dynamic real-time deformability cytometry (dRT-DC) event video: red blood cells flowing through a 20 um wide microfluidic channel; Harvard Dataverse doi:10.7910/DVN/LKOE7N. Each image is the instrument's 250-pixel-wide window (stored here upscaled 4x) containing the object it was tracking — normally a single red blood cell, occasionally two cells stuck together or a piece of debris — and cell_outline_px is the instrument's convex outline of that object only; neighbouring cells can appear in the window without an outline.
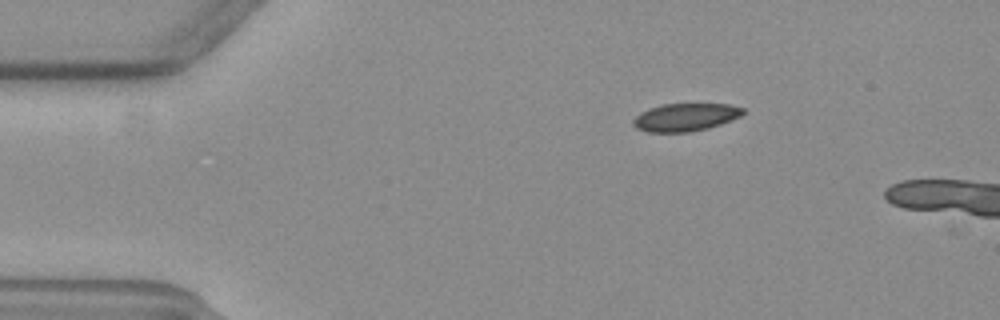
{"species": "common noctule bat (a hibernating species)", "species_latin": "Nyctalus noctula", "temperature_condition": "warm", "stored_images_in_passage": 3, "camera_frame_rate_fps": 3000, "um_per_image_px": 0.085, "animal": {"sex": "female", "body_mass_g": 19.3, "forearm_length_mm": 54.1}, "frame": {"image": 1, "passage_image": 1, "time_ms": 0.0, "image_size_px": [1000, 320], "cell_outline_px": [[744, 112], [740, 116], [732, 120], [708, 128], [688, 132], [648, 132], [636, 128], [632, 124], [632, 120], [640, 112], [648, 108], [660, 104], [728, 104], [744, 108]], "centroid_in_image_um": [58.22, 9.96], "position_along_channel_um": 26.8, "area_um2": 17.86}}